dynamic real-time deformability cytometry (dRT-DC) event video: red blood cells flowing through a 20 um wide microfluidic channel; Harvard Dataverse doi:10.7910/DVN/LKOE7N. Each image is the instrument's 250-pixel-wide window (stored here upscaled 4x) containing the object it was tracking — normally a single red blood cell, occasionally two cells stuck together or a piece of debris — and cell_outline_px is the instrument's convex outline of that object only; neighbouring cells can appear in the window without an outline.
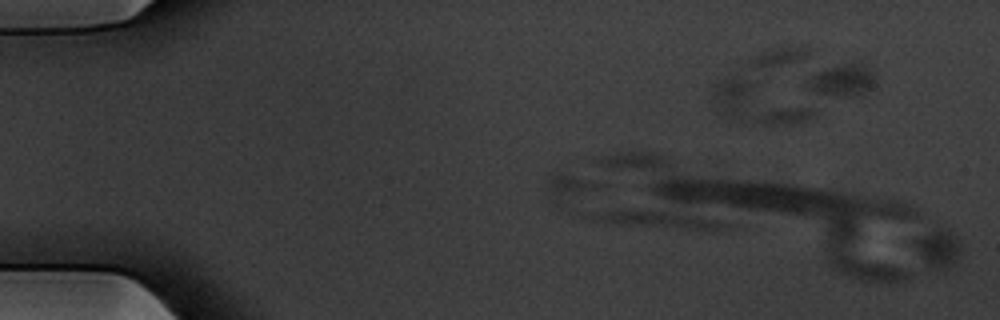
{"species": "common noctule bat (a hibernating species)", "species_latin": "Nyctalus noctula", "temperature_condition": "warm", "stored_images_in_passage": 6, "camera_frame_rate_fps": 3000, "um_per_image_px": 0.085, "animal": {"sex": "male", "body_mass_g": 20.1, "forearm_length_mm": 53.5}, "frame": {"image": 1, "passage_image": 1, "time_ms": 0.0, "image_size_px": [1000, 320], "cell_outline_px": [[960, 252], [956, 264], [940, 272], [928, 268], [924, 264], [912, 244], [912, 240], [936, 228], [940, 228], [952, 232], [956, 236], [960, 244]], "centroid_in_image_um": [79.72, 21.18], "position_along_channel_um": 5.3, "area_um2": 10.75}}